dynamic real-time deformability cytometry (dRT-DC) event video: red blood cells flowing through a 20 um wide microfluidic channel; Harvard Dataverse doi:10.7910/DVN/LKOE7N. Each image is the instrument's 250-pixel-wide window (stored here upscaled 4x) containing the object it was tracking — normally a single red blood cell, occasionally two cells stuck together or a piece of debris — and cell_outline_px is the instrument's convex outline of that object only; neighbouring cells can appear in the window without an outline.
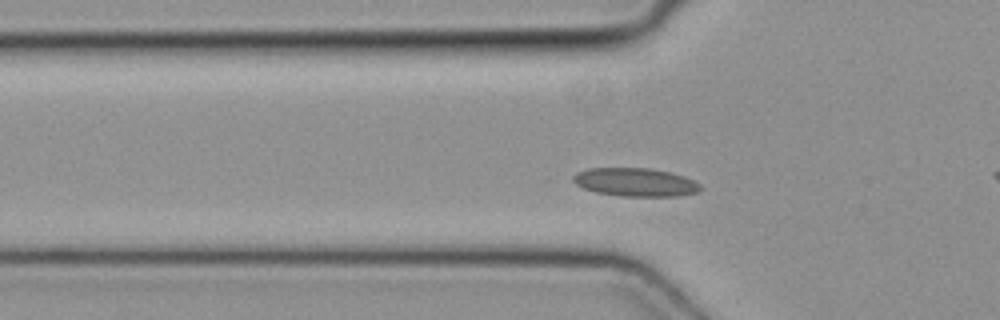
{"species": "common noctule bat (a hibernating species)", "species_latin": "Nyctalus noctula", "temperature_condition": "cold", "stored_images_in_passage": 39, "camera_frame_rate_fps": 3000, "um_per_image_px": 0.085, "animal": {"sex": "female", "body_mass_g": 19.3, "forearm_length_mm": 54.1}, "frame": {"image": 1, "passage_image": 4, "time_ms": 1.0, "image_size_px": [1000, 320], "cell_outline_px": [[700, 188], [696, 192], [680, 196], [620, 196], [596, 192], [584, 188], [576, 184], [572, 180], [572, 176], [576, 172], [588, 168], [648, 168], [672, 172], [684, 176], [700, 184]], "centroid_in_image_um": [53.98, 15.48], "position_along_channel_um": 71.8, "area_um2": 21.04}}
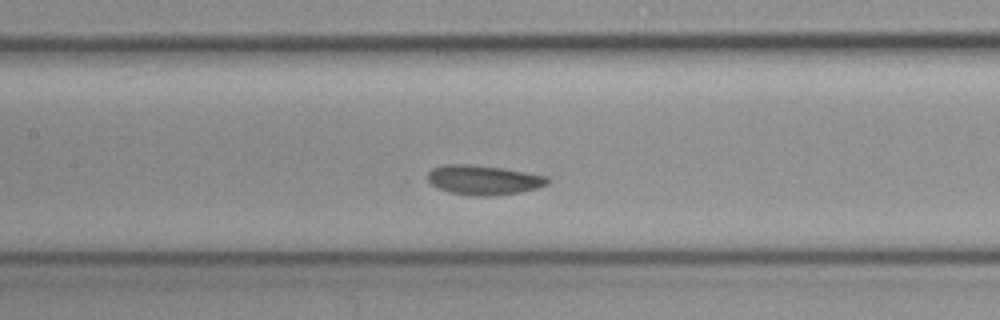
{"frame": {"image": 2, "passage_image": 11, "time_ms": 3.333, "image_size_px": [1000, 320], "cell_outline_px": [[552, 180], [548, 184], [536, 188], [520, 192], [492, 196], [472, 196], [448, 192], [432, 184], [428, 180], [428, 172], [432, 168], [444, 164], [472, 164], [504, 168], [548, 176]], "centroid_in_image_um": [41.13, 15.29], "position_along_channel_um": 166.3, "area_um2": 20.87}}
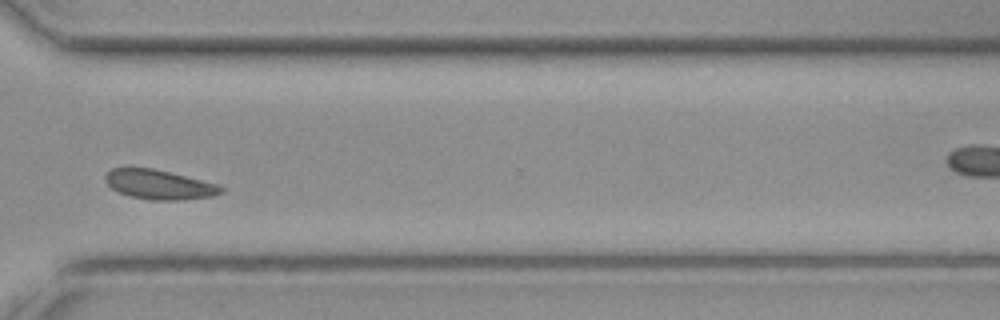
{"frame": {"image": 3, "passage_image": 25, "time_ms": 8.0, "image_size_px": [1000, 320], "cell_outline_px": [[224, 192], [212, 196], [176, 200], [152, 200], [128, 196], [112, 188], [104, 180], [104, 176], [112, 168], [152, 168], [220, 184], [224, 188]], "centroid_in_image_um": [13.55, 15.69], "position_along_channel_um": 357.1, "area_um2": 19.83}}